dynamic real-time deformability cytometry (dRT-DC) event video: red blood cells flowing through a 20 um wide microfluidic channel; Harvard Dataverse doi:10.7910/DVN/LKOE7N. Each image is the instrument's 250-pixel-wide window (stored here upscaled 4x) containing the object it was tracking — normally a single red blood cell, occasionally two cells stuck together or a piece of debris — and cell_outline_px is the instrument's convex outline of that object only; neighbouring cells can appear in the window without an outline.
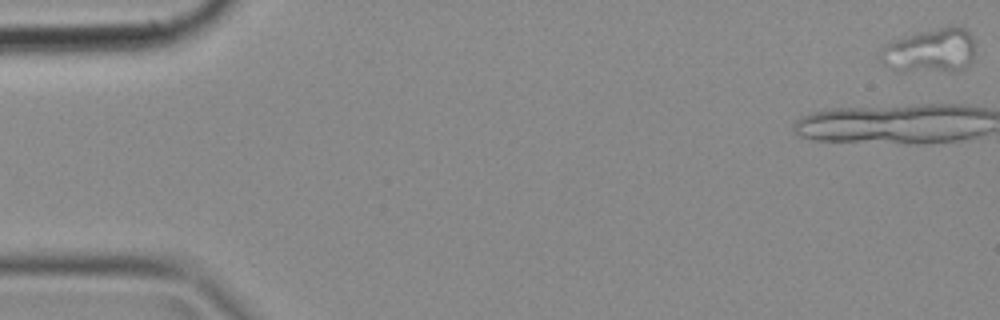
{"species": "common noctule bat (a hibernating species)", "species_latin": "Nyctalus noctula", "temperature_condition": "cold", "stored_images_in_passage": 36, "camera_frame_rate_fps": 3000, "um_per_image_px": 0.085, "animal": {"sex": "female", "body_mass_g": 18.4}, "frame": {"image": 1, "passage_image": 1, "time_ms": 0.0, "image_size_px": [1000, 320], "cell_outline_px": [[972, 60], [960, 72], [896, 72], [880, 64], [880, 52], [884, 44], [920, 32], [952, 24], [964, 28], [972, 36]], "centroid_in_image_um": [79.03, 4.36], "position_along_channel_um": 6.0, "area_um2": 25.03}}
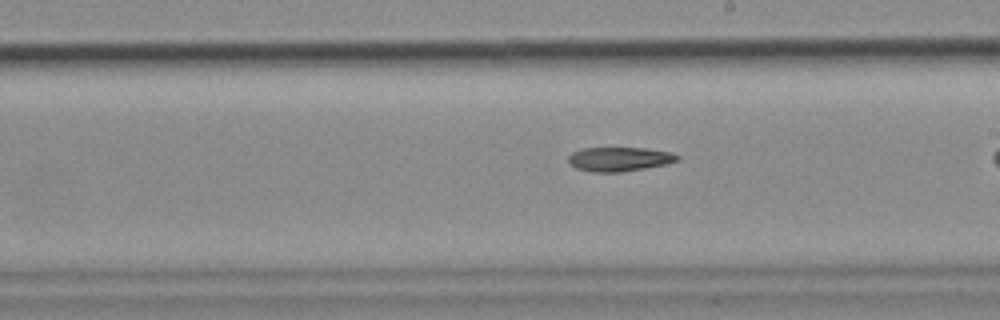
{"frame": {"image": 2, "passage_image": 26, "time_ms": 8.333, "image_size_px": [1000, 320], "cell_outline_px": [[680, 160], [664, 164], [644, 168], [620, 172], [592, 172], [576, 168], [568, 164], [568, 156], [572, 152], [580, 148], [644, 148], [668, 152], [680, 156]], "centroid_in_image_um": [52.58, 13.52], "position_along_channel_um": 236.4, "area_um2": 15.32}}